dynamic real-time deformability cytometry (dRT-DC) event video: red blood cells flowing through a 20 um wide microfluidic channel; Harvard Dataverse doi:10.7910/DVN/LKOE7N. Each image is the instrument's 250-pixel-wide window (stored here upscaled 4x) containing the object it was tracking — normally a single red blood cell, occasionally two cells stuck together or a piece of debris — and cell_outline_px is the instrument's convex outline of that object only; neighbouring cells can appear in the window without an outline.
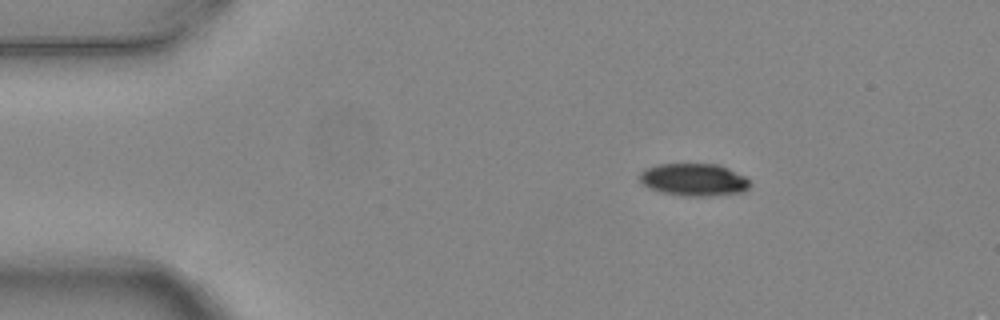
{"species": "common noctule bat (a hibernating species)", "species_latin": "Nyctalus noctula", "temperature_condition": "warm", "stored_images_in_passage": 3, "camera_frame_rate_fps": 3000, "um_per_image_px": 0.085, "animal": {"sex": "female", "body_mass_g": 24.6, "forearm_length_mm": 56.2}, "frame": {"image": 1, "passage_image": 1, "time_ms": 0.0, "image_size_px": [1000, 320], "cell_outline_px": [[752, 184], [744, 192], [712, 196], [684, 196], [664, 192], [648, 188], [640, 180], [640, 172], [644, 168], [656, 164], [720, 164], [744, 176]], "centroid_in_image_um": [58.99, 15.27], "position_along_channel_um": 26.0, "area_um2": 20.98}}